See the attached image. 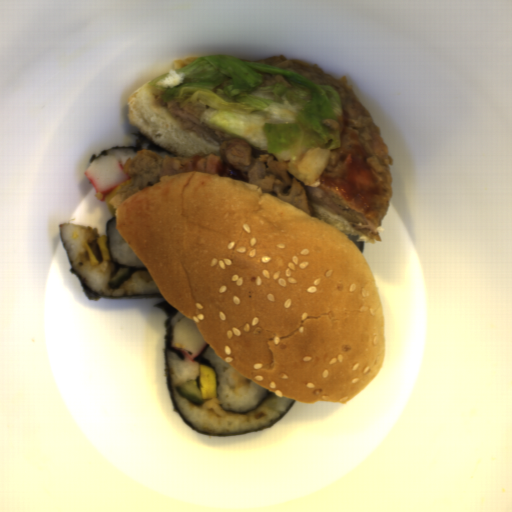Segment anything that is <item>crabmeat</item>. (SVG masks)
Here are the masks:
<instances>
[{
    "label": "crabmeat",
    "mask_w": 512,
    "mask_h": 512,
    "mask_svg": "<svg viewBox=\"0 0 512 512\" xmlns=\"http://www.w3.org/2000/svg\"><path fill=\"white\" fill-rule=\"evenodd\" d=\"M83 176L88 179L99 200L130 180L126 164L114 155H101L93 159L83 171Z\"/></svg>",
    "instance_id": "1"
},
{
    "label": "crabmeat",
    "mask_w": 512,
    "mask_h": 512,
    "mask_svg": "<svg viewBox=\"0 0 512 512\" xmlns=\"http://www.w3.org/2000/svg\"><path fill=\"white\" fill-rule=\"evenodd\" d=\"M172 347L182 353L187 362H193L209 344L195 322L179 311L170 317Z\"/></svg>",
    "instance_id": "2"
}]
</instances>
